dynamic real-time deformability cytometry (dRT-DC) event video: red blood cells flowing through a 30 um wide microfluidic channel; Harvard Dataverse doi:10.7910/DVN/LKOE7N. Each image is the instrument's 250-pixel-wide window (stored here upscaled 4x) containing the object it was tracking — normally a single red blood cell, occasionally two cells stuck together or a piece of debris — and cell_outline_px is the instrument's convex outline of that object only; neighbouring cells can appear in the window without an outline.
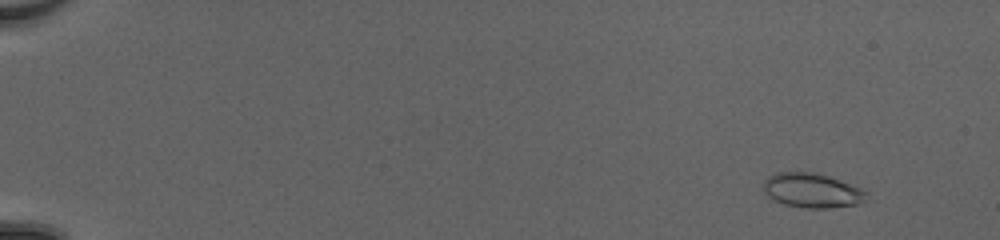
{"species": "common noctule bat (a hibernating species)", "species_latin": "Nyctalus noctula", "temperature_condition": "cold", "stored_images_in_passage": 53, "camera_frame_rate_fps": 3000, "um_per_image_px": 0.085, "animal": {"sex": "female", "body_mass_g": 20.0, "forearm_length_mm": 54.0}, "frame": {"image": 1, "passage_image": 6, "time_ms": 1.667, "image_size_px": [1000, 240], "cell_outline_px": [[868, 192], [864, 200], [856, 204], [828, 208], [804, 208], [784, 204], [768, 196], [764, 192], [764, 180], [768, 176], [776, 172], [816, 172], [828, 176], [860, 188]], "centroid_in_image_um": [68.99, 16.18], "position_along_channel_um": 16.0, "area_um2": 20.52}}
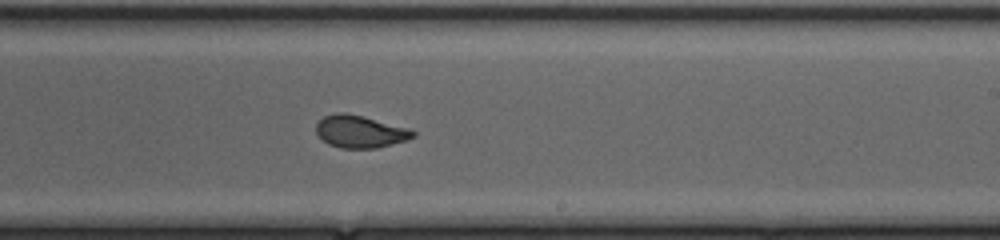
{"frame": {"image": 2, "passage_image": 35, "time_ms": 11.333, "image_size_px": [1000, 240], "cell_outline_px": [[416, 136], [408, 140], [376, 148], [340, 148], [328, 144], [316, 132], [316, 124], [324, 116], [336, 112], [344, 112], [364, 116], [408, 128], [416, 132]], "centroid_in_image_um": [30.62, 11.18], "position_along_channel_um": 258.4, "area_um2": 18.32}}
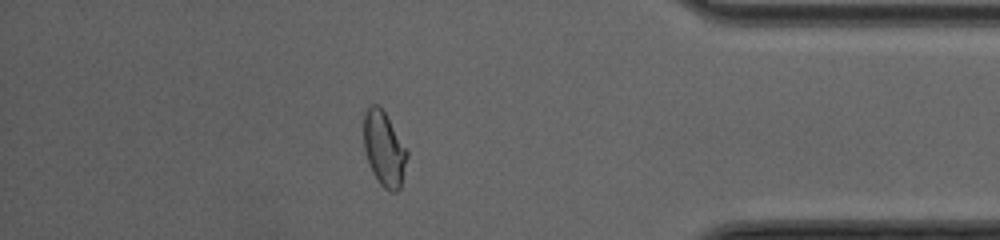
{"frame": {"image": 3, "passage_image": 47, "time_ms": 15.333, "image_size_px": [1000, 240], "cell_outline_px": [[408, 156], [400, 188], [396, 192], [388, 192], [380, 184], [372, 172], [364, 148], [364, 112], [368, 104], [380, 104], [408, 148]], "centroid_in_image_um": [32.66, 12.61], "position_along_channel_um": 402.5, "area_um2": 19.31}, "authors_computed_cell_mechanics": {"area_um2": 19.3052, "velocity_mm_per_s": 4.2079, "shape_relaxation_time_tau1_ms": 6.826, "shape_relaxation_time_tau2_ms": 0.8723, "deformation_change_tau1": 0.1809, "deformation_change_tau2": 0.0475}}